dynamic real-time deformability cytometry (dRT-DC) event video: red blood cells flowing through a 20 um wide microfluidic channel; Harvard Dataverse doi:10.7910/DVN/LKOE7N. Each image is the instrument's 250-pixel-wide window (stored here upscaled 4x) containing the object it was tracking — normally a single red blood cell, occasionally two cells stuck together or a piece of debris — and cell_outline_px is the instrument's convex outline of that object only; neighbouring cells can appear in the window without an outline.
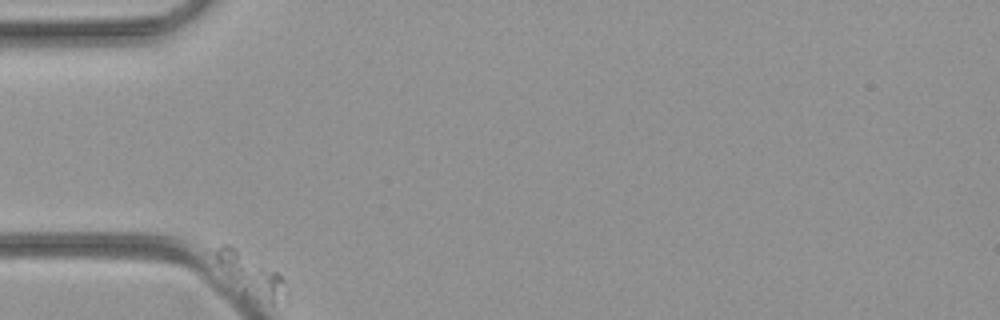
{"species": "common noctule bat (a hibernating species)", "species_latin": "Nyctalus noctula", "temperature_condition": "room temperature", "stored_images_in_passage": 36, "camera_frame_rate_fps": 3000, "um_per_image_px": 0.085, "animal": {"sex": "female", "body_mass_g": 21.9}, "frame": {"image": 1, "passage_image": 1, "time_ms": 0.0, "image_size_px": [1000, 320], "cell_outline_px": [[292, 304], [272, 304], [228, 272], [204, 252], [220, 244], [232, 244], [276, 272], [284, 280], [292, 300]], "centroid_in_image_um": [21.39, 23.22], "position_along_channel_um": 63.6, "area_um2": 16.36}}
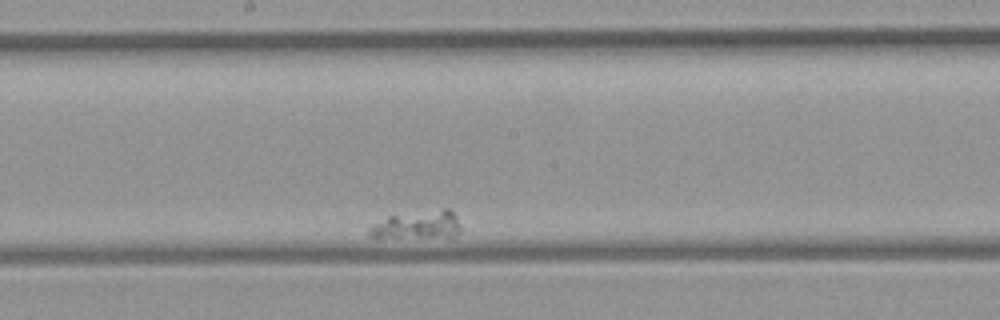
{"frame": {"image": 2, "passage_image": 21, "time_ms": 6.667, "image_size_px": [1000, 320], "cell_outline_px": [[460, 232], [456, 236], [368, 236], [368, 228], [372, 224], [388, 216], [444, 208], [448, 208], [456, 216], [460, 228]], "centroid_in_image_um": [35.51, 19.08], "position_along_channel_um": 212.7, "area_um2": 14.39}}
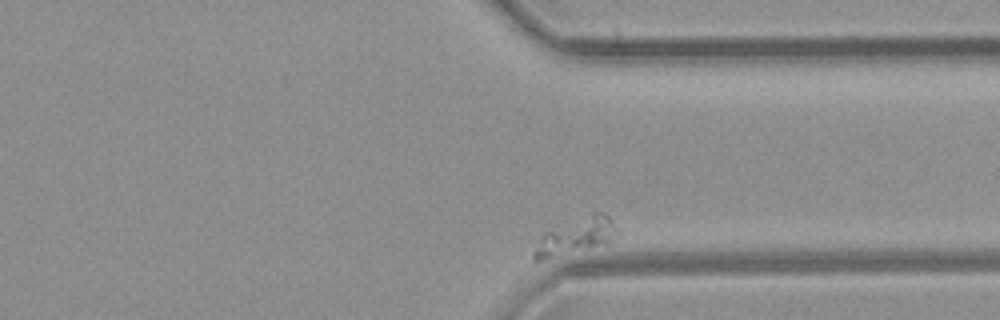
{"frame": {"image": 3, "passage_image": 36, "time_ms": 11.667, "image_size_px": [1000, 320], "cell_outline_px": [[620, 232], [608, 244], [540, 260], [532, 260], [532, 252], [540, 236], [544, 232], [596, 212], [604, 212], [620, 228]], "centroid_in_image_um": [48.99, 20.09], "position_along_channel_um": 362.4, "area_um2": 17.51}}